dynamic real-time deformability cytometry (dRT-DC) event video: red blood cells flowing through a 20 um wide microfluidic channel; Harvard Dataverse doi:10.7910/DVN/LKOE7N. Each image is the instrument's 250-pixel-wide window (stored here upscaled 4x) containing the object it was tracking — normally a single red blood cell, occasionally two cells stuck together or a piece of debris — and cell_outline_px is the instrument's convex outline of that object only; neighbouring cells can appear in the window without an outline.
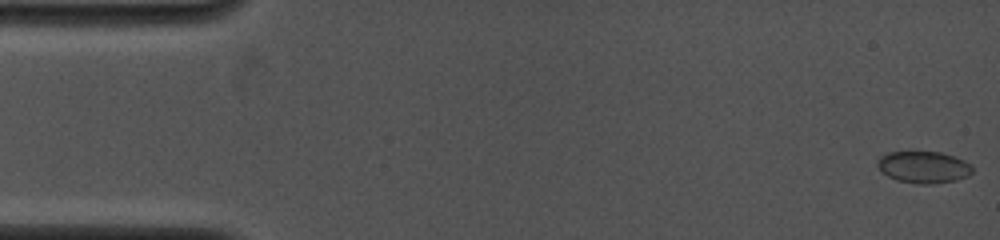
{"species": "common noctule bat (a hibernating species)", "species_latin": "Nyctalus noctula", "temperature_condition": "cold", "stored_images_in_passage": 36, "camera_frame_rate_fps": 4000, "um_per_image_px": 0.085, "animal": {"sex": "female", "body_mass_g": 19.0, "forearm_length_mm": 53.3}, "frame": {"image": 1, "passage_image": 1, "time_ms": 0.0, "image_size_px": [1000, 240], "cell_outline_px": [[972, 172], [968, 176], [956, 180], [932, 184], [916, 184], [896, 180], [888, 176], [876, 164], [876, 160], [880, 156], [888, 152], [940, 152], [964, 160], [972, 164]], "centroid_in_image_um": [78.5, 14.21], "position_along_channel_um": 6.5, "area_um2": 17.63}}
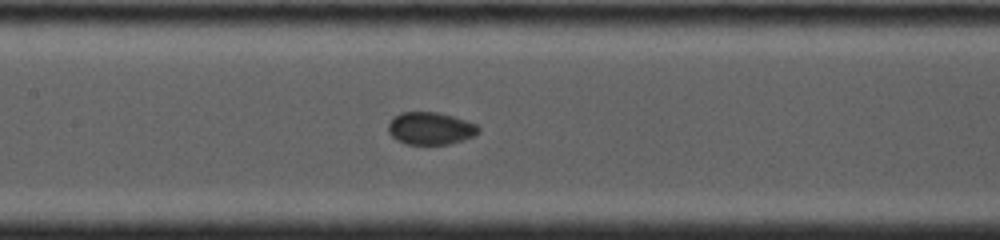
{"frame": {"image": 2, "passage_image": 16, "time_ms": 7.25, "image_size_px": [1000, 240], "cell_outline_px": [[480, 132], [476, 136], [464, 140], [448, 144], [404, 144], [396, 140], [388, 132], [388, 124], [392, 116], [400, 112], [436, 112], [452, 116], [476, 124], [480, 128]], "centroid_in_image_um": [36.57, 10.92], "position_along_channel_um": 170.8, "area_um2": 17.28}}
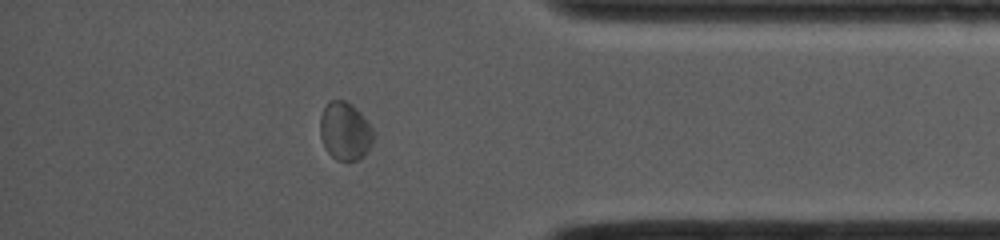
{"frame": {"image": 3, "passage_image": 31, "time_ms": 13.25, "image_size_px": [1000, 240], "cell_outline_px": [[372, 144], [356, 160], [336, 160], [324, 148], [320, 136], [320, 116], [328, 100], [344, 100], [352, 104], [360, 112], [372, 128]], "centroid_in_image_um": [29.28, 11.11], "position_along_channel_um": 405.9, "area_um2": 17.8}, "authors_computed_cell_mechanics": {"area_um2": 17.5712, "velocity_mm_per_s": 4.0755, "shape_relaxation_time_tau1_ms": 5.1675, "shape_relaxation_time_tau2_ms": null, "deformation_change_tau1": 0.0813, "deformation_change_tau2": null}}